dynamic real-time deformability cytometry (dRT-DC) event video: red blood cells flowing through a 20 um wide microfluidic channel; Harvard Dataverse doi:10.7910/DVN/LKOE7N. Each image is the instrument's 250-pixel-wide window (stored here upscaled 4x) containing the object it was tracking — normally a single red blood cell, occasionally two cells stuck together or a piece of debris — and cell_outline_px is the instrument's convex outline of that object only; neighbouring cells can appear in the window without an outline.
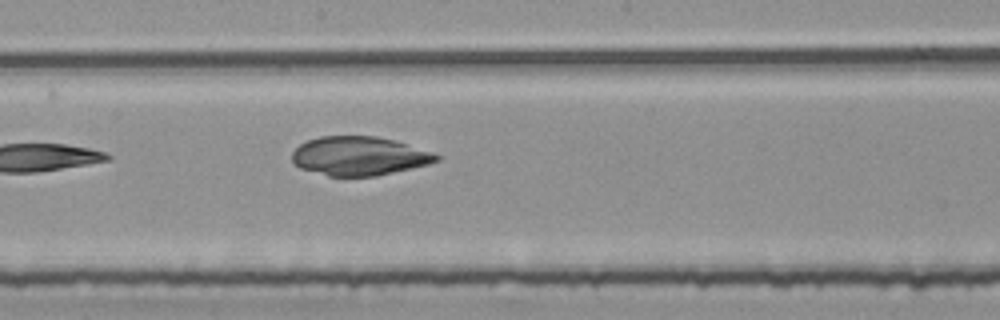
{"species": "common noctule bat (a hibernating species)", "species_latin": "Nyctalus noctula", "temperature_condition": "room temperature", "stored_images_in_passage": 7, "camera_frame_rate_fps": 3000, "um_per_image_px": 0.085, "animal": {"sex": "female", "body_mass_g": 25.1}, "frame": {"image": 1, "passage_image": 7, "time_ms": 2.0, "image_size_px": [1000, 320], "cell_outline_px": [[440, 160], [428, 164], [412, 168], [376, 176], [328, 176], [300, 168], [292, 160], [292, 152], [300, 144], [308, 140], [320, 136], [376, 136], [396, 140], [432, 152], [440, 156]], "centroid_in_image_um": [30.54, 13.26], "position_along_channel_um": 217.7, "area_um2": 32.71}}